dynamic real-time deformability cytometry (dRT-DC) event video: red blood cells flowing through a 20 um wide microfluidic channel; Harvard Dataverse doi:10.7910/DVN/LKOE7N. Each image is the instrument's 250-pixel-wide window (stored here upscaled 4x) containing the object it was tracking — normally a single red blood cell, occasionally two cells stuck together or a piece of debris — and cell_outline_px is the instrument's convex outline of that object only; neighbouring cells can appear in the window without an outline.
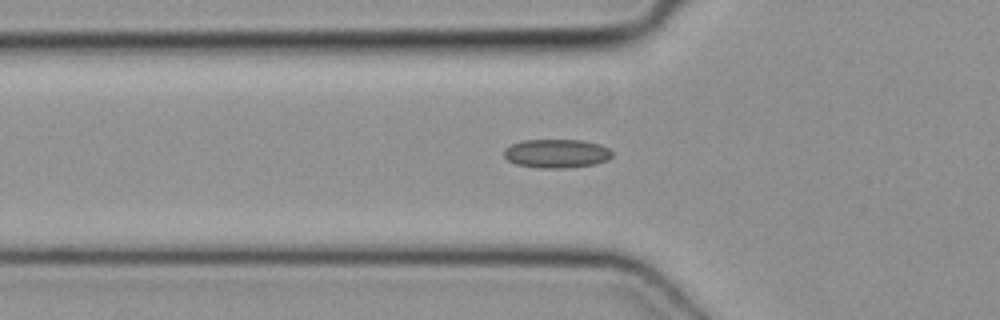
{"species": "common noctule bat (a hibernating species)", "species_latin": "Nyctalus noctula", "temperature_condition": "cold", "stored_images_in_passage": 37, "camera_frame_rate_fps": 3000, "um_per_image_px": 0.085, "animal": {"sex": "female", "body_mass_g": 19.3, "forearm_length_mm": 54.1}, "frame": {"image": 1, "passage_image": 10, "time_ms": 3.0, "image_size_px": [1000, 320], "cell_outline_px": [[612, 156], [608, 160], [596, 164], [564, 168], [536, 168], [516, 164], [508, 160], [504, 156], [504, 148], [512, 144], [524, 140], [580, 140], [600, 144], [608, 148], [612, 152]], "centroid_in_image_um": [47.31, 13.05], "position_along_channel_um": 78.5, "area_um2": 18.21}}
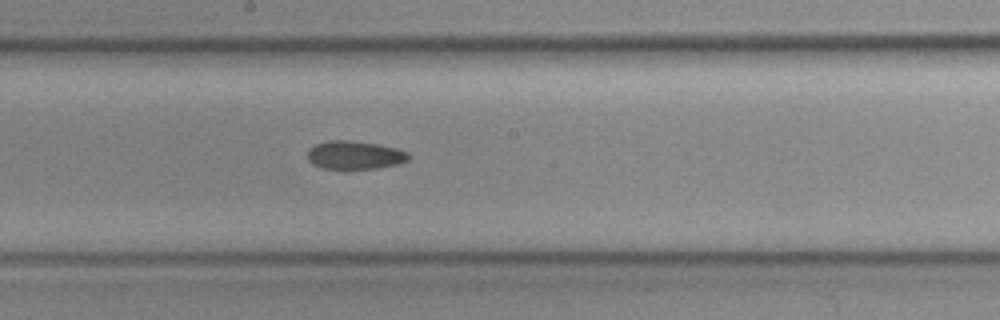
{"frame": {"image": 2, "passage_image": 20, "time_ms": 6.333, "image_size_px": [1000, 320], "cell_outline_px": [[408, 160], [400, 164], [376, 168], [320, 168], [312, 164], [308, 160], [308, 148], [316, 144], [328, 140], [348, 140], [376, 144], [396, 148], [408, 152]], "centroid_in_image_um": [30.13, 13.18], "position_along_channel_um": 218.1, "area_um2": 16.59}}
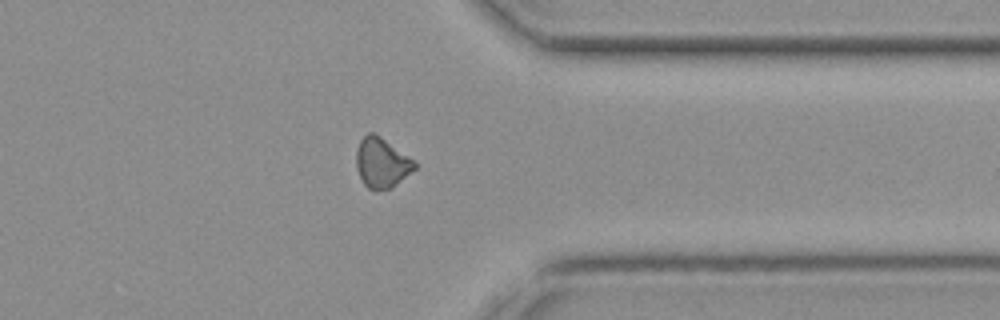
{"frame": {"image": 3, "passage_image": 32, "time_ms": 10.333, "image_size_px": [1000, 320], "cell_outline_px": [[416, 168], [392, 188], [376, 192], [368, 188], [364, 184], [356, 168], [356, 152], [360, 140], [368, 132], [372, 132], [380, 136], [408, 156], [416, 164]], "centroid_in_image_um": [32.42, 13.87], "position_along_channel_um": 379.0, "area_um2": 16.94}}